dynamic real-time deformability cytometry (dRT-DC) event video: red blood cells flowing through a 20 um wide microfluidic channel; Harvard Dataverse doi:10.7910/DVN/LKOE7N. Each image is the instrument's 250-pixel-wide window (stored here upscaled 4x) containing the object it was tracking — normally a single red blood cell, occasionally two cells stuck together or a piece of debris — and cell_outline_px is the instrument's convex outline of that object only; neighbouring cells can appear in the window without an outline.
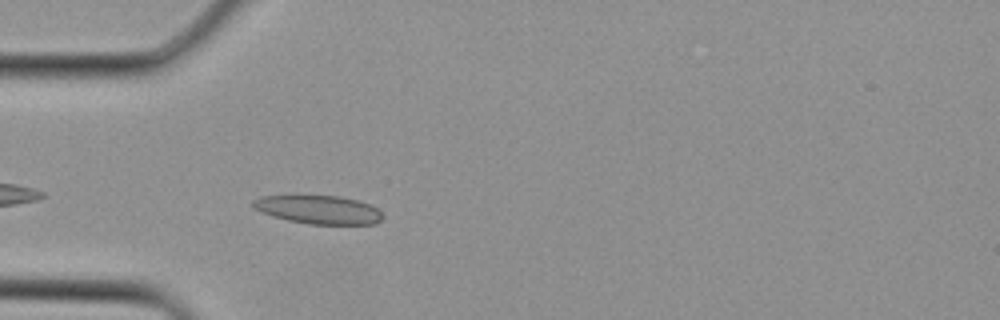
{"species": "Egyptian fruit bat (a non-hibernating species)", "species_latin": "Rousettus aegyptiacus", "temperature_condition": "cold", "stored_images_in_passage": 3, "camera_frame_rate_fps": 3000, "um_per_image_px": 0.085, "animal": {"sex": "female"}, "frame": {"image": 1, "passage_image": 3, "time_ms": 0.667, "image_size_px": [1000, 320], "cell_outline_px": [[384, 216], [376, 224], [308, 224], [288, 220], [272, 216], [256, 208], [252, 204], [252, 200], [260, 196], [292, 192], [296, 192], [340, 196], [356, 200], [368, 204], [376, 208]], "centroid_in_image_um": [27.0, 17.75], "position_along_channel_um": 58.0, "area_um2": 22.43}}